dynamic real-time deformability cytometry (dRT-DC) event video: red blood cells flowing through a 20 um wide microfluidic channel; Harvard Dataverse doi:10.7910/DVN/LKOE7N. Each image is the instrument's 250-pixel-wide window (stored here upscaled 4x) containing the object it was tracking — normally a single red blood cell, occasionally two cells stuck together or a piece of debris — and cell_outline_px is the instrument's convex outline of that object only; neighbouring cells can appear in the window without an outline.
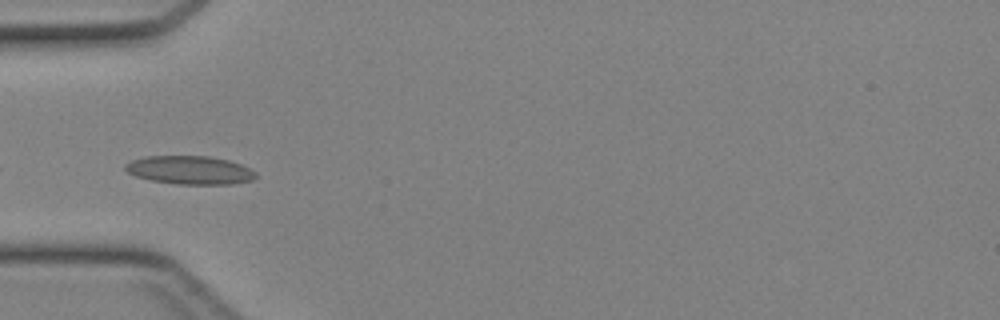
{"species": "Egyptian fruit bat (a non-hibernating species)", "species_latin": "Rousettus aegyptiacus", "temperature_condition": "cold", "stored_images_in_passage": 3, "camera_frame_rate_fps": 3000, "um_per_image_px": 0.085, "animal": {"sex": "female"}, "frame": {"image": 1, "passage_image": 1, "time_ms": 0.0, "image_size_px": [1000, 320], "cell_outline_px": [[256, 176], [252, 180], [232, 184], [176, 184], [152, 180], [136, 176], [128, 172], [124, 168], [124, 164], [132, 160], [144, 156], [208, 156], [228, 160], [240, 164], [256, 172]], "centroid_in_image_um": [16.12, 14.45], "position_along_channel_um": 68.9, "area_um2": 21.5}}